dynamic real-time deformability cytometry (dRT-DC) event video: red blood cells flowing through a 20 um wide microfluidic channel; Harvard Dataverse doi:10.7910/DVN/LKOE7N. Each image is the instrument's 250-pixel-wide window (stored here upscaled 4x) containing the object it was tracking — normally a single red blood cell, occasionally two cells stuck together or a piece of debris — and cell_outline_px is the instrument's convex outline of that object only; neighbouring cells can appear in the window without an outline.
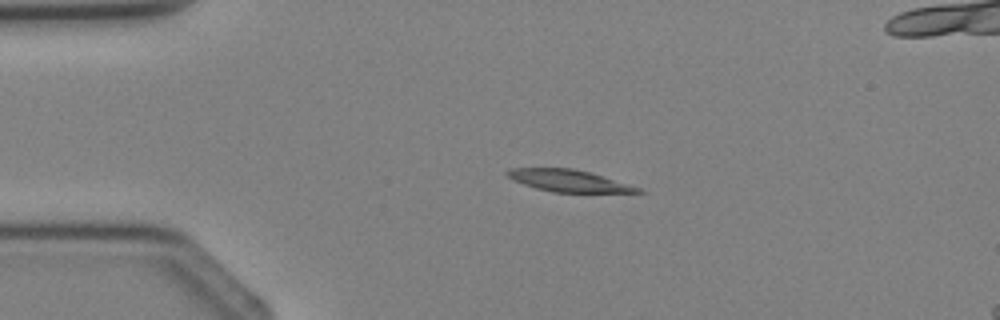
{"species": "Egyptian fruit bat (a non-hibernating species)", "species_latin": "Rousettus aegyptiacus", "temperature_condition": "cold", "stored_images_in_passage": 3, "camera_frame_rate_fps": 3000, "um_per_image_px": 0.085, "animal": {"sex": "female"}, "frame": {"image": 1, "passage_image": 1, "time_ms": 0.0, "image_size_px": [1000, 320], "cell_outline_px": [[648, 192], [552, 192], [536, 188], [512, 180], [504, 172], [508, 168], [572, 168], [588, 172], [640, 188]], "centroid_in_image_um": [48.26, 15.36], "position_along_channel_um": 36.7, "area_um2": 16.36}}